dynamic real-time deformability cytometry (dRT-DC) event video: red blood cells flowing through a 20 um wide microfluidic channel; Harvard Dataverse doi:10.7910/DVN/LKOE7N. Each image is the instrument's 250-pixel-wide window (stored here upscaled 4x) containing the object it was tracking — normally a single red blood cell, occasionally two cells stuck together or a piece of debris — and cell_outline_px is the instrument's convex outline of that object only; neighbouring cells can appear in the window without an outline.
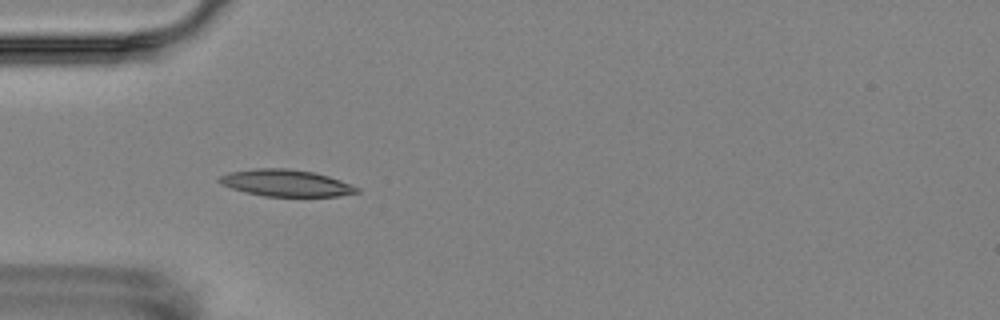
{"species": "Egyptian fruit bat (a non-hibernating species)", "species_latin": "Rousettus aegyptiacus", "temperature_condition": "room temperature", "stored_images_in_passage": 6, "camera_frame_rate_fps": 3000, "um_per_image_px": 0.085, "animal": {"sex": "female"}, "frame": {"image": 1, "passage_image": 1, "time_ms": 0.0, "image_size_px": [1000, 320], "cell_outline_px": [[360, 192], [340, 196], [264, 196], [244, 192], [220, 184], [216, 180], [220, 176], [228, 172], [256, 168], [288, 168], [312, 172], [328, 176], [340, 180], [360, 188]], "centroid_in_image_um": [24.28, 15.55], "position_along_channel_um": 60.7, "area_um2": 21.5}}
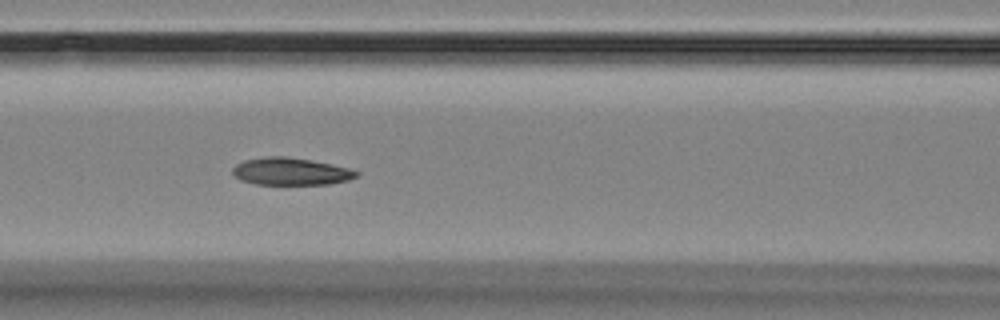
{"frame": {"image": 2, "passage_image": 3, "time_ms": 2.333, "image_size_px": [1000, 320], "cell_outline_px": [[360, 172], [356, 176], [348, 180], [328, 184], [256, 184], [240, 180], [232, 172], [232, 168], [236, 164], [244, 160], [264, 156], [284, 156], [312, 160], [332, 164], [348, 168]], "centroid_in_image_um": [24.69, 14.56], "position_along_channel_um": 141.9, "area_um2": 19.71}}
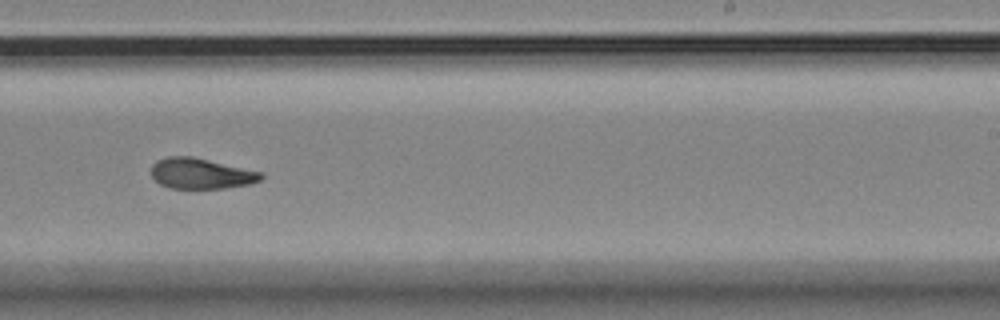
{"frame": {"image": 3, "passage_image": 6, "time_ms": 6.0, "image_size_px": [1000, 320], "cell_outline_px": [[264, 176], [260, 180], [252, 184], [224, 188], [168, 188], [160, 184], [152, 176], [152, 164], [156, 160], [168, 156], [192, 156], [264, 172]], "centroid_in_image_um": [17.11, 14.74], "position_along_channel_um": 271.9, "area_um2": 19.77}}